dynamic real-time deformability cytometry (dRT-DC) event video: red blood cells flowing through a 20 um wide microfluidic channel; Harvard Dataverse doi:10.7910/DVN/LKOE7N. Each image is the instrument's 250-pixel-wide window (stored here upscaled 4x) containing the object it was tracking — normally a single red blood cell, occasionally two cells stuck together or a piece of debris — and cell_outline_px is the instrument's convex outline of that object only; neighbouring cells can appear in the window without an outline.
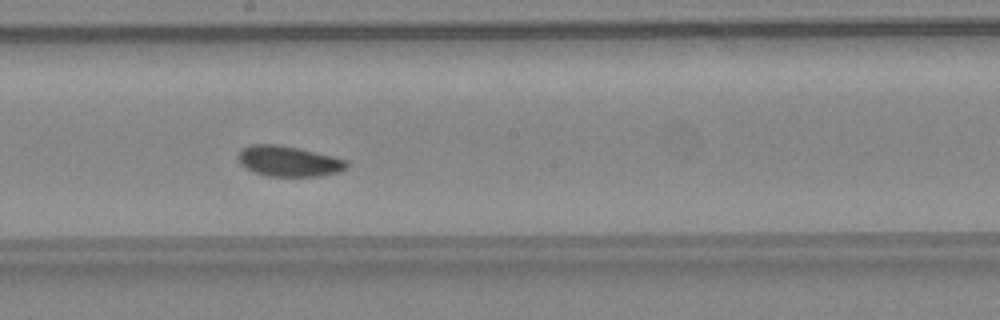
{"species": "common noctule bat (a hibernating species)", "species_latin": "Nyctalus noctula", "temperature_condition": "warm", "stored_images_in_passage": 35, "camera_frame_rate_fps": 3000, "um_per_image_px": 0.085, "animal": {"sex": "female", "body_mass_g": 24.6, "forearm_length_mm": 56.2}, "frame": {"image": 1, "passage_image": 16, "time_ms": 5.0, "image_size_px": [1000, 320], "cell_outline_px": [[348, 168], [340, 172], [320, 176], [268, 176], [256, 172], [240, 164], [240, 152], [244, 148], [252, 144], [276, 144], [296, 148], [332, 156], [348, 160]], "centroid_in_image_um": [24.6, 13.71], "position_along_channel_um": 223.6, "area_um2": 18.96}, "authors_computed_cell_mechanics": {"area_um2": 19.363, "velocity_mm_per_s": 4.5012, "shape_relaxation_time_tau1_ms": 1.7839, "shape_relaxation_time_tau2_ms": null, "deformation_change_tau1": 0.0407, "deformation_change_tau2": null}}